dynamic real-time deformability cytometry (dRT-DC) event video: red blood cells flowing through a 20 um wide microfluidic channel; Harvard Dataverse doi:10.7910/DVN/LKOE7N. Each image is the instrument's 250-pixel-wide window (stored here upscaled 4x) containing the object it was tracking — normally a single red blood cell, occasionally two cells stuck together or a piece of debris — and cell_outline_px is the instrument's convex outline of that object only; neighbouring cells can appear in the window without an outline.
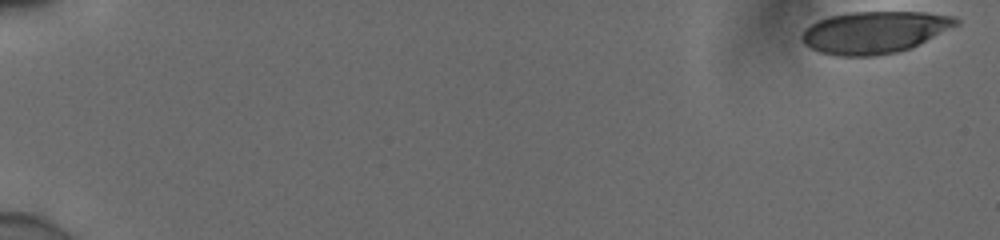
{"species": "human", "species_latin": "Homo sapiens", "temperature_condition": "cold", "stored_images_in_passage": 1, "camera_frame_rate_fps": 3000, "um_per_image_px": 0.085, "donor": {"sex": "male"}, "frame": {"image": 1, "passage_image": 1, "time_ms": 0.0, "image_size_px": [1000, 240], "cell_outline_px": [[960, 24], [912, 48], [896, 52], [876, 56], [836, 56], [820, 52], [804, 44], [800, 36], [804, 28], [828, 16], [856, 12], [924, 12], [956, 16], [960, 20]], "centroid_in_image_um": [74.36, 2.74], "position_along_channel_um": 10.6, "area_um2": 37.97}}